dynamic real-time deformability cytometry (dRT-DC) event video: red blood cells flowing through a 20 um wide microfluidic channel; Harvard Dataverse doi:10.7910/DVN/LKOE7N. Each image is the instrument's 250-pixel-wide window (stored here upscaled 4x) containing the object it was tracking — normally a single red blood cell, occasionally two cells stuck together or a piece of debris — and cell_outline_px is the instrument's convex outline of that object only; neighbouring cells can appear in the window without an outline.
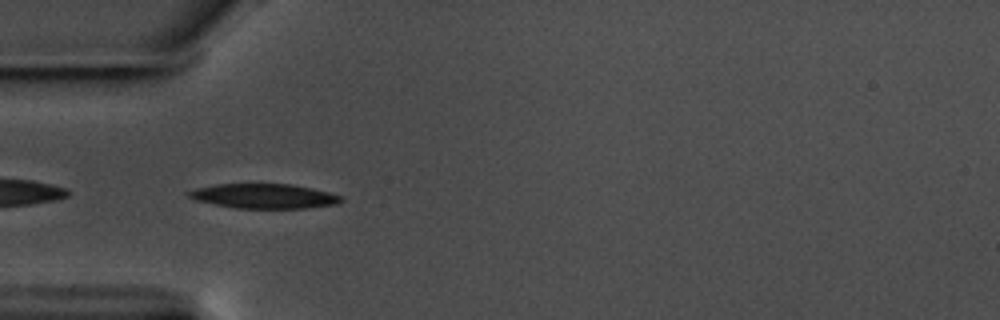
{"species": "common noctule bat (a hibernating species)", "species_latin": "Nyctalus noctula", "temperature_condition": "warm", "stored_images_in_passage": 40, "camera_frame_rate_fps": 3000, "um_per_image_px": 0.085, "animal": {"sex": "male", "body_mass_g": 17.5, "forearm_length_mm": 52.3}, "frame": {"image": 1, "passage_image": 1, "time_ms": 0.0, "image_size_px": [1000, 320], "cell_outline_px": [[344, 200], [336, 204], [308, 208], [236, 208], [196, 200], [188, 196], [184, 192], [196, 188], [216, 184], [292, 184], [312, 188], [328, 192], [340, 196]], "centroid_in_image_um": [22.43, 16.66], "position_along_channel_um": 62.6, "area_um2": 21.79}}
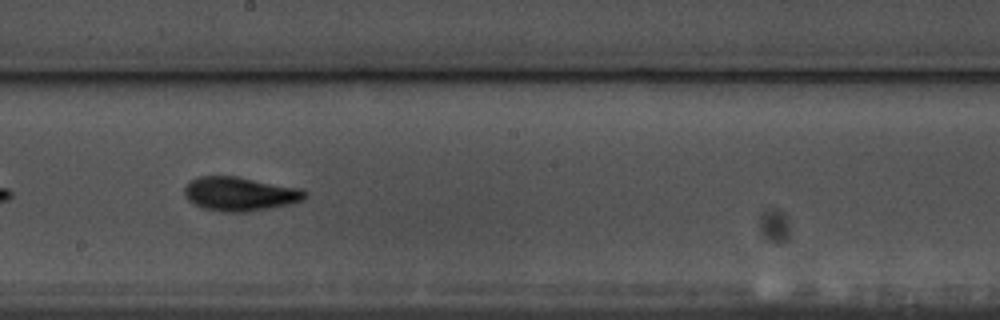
{"frame": {"image": 2, "passage_image": 15, "time_ms": 4.667, "image_size_px": [1000, 320], "cell_outline_px": [[308, 196], [304, 200], [288, 204], [268, 208], [244, 212], [220, 212], [204, 208], [188, 200], [184, 192], [184, 188], [192, 180], [200, 176], [236, 176], [300, 188], [308, 192]], "centroid_in_image_um": [20.42, 16.48], "position_along_channel_um": 227.8, "area_um2": 23.7}}
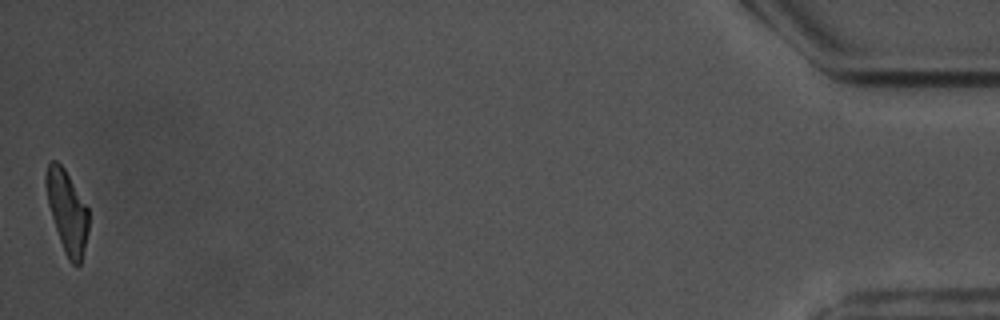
{"frame": {"image": 3, "passage_image": 40, "time_ms": 13.0, "image_size_px": [1000, 320], "cell_outline_px": [[88, 232], [80, 264], [72, 264], [68, 260], [64, 252], [48, 204], [44, 180], [44, 176], [48, 164], [52, 160], [56, 160], [64, 168], [88, 208]], "centroid_in_image_um": [5.69, 17.96], "position_along_channel_um": 429.5, "area_um2": 20.17}, "authors_computed_cell_mechanics": {"area_um2": 22.1663, "velocity_mm_per_s": 3.5851, "shape_relaxation_time_tau1_ms": 4.019, "shape_relaxation_time_tau2_ms": 4.1575, "deformation_change_tau1": 0.1711, "deformation_change_tau2": 0.1071}}